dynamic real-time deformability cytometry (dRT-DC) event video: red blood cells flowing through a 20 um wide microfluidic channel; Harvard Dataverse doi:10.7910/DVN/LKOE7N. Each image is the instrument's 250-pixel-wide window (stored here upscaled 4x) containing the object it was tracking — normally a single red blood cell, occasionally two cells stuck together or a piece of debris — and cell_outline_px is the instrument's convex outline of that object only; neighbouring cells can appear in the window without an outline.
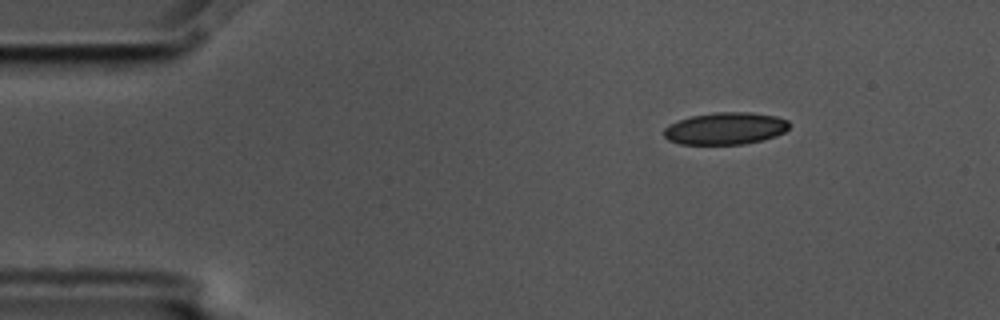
{"species": "common noctule bat (a hibernating species)", "species_latin": "Nyctalus noctula", "temperature_condition": "cold", "stored_images_in_passage": 13, "camera_frame_rate_fps": 3000, "um_per_image_px": 0.085, "animal": {"sex": "male", "body_mass_g": 17.5, "forearm_length_mm": 52.3}, "frame": {"image": 1, "passage_image": 1, "time_ms": 0.0, "image_size_px": [1000, 320], "cell_outline_px": [[788, 128], [784, 132], [776, 136], [764, 140], [744, 144], [680, 144], [668, 140], [664, 136], [664, 128], [668, 124], [692, 116], [716, 112], [752, 112], [776, 116], [788, 120]], "centroid_in_image_um": [61.67, 10.92], "position_along_channel_um": 23.3, "area_um2": 23.52}}
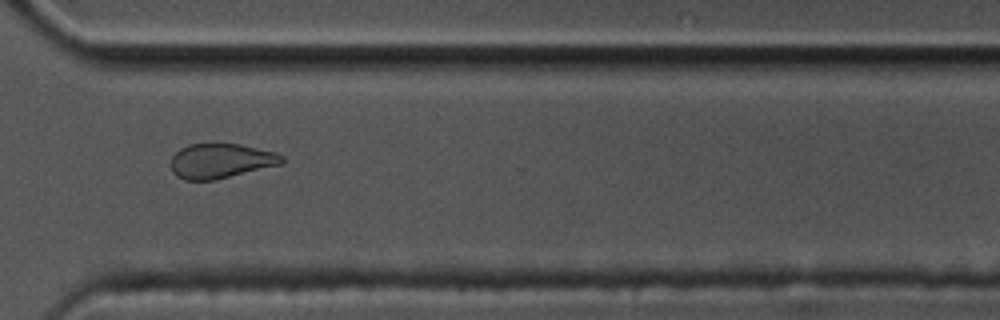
{"frame": {"image": 2, "passage_image": 10, "time_ms": 3.0, "image_size_px": [1000, 320], "cell_outline_px": [[284, 164], [212, 180], [184, 180], [176, 176], [172, 172], [172, 156], [180, 148], [188, 144], [240, 144], [276, 152], [284, 156]], "centroid_in_image_um": [18.79, 13.67], "position_along_channel_um": 351.8, "area_um2": 22.48}}
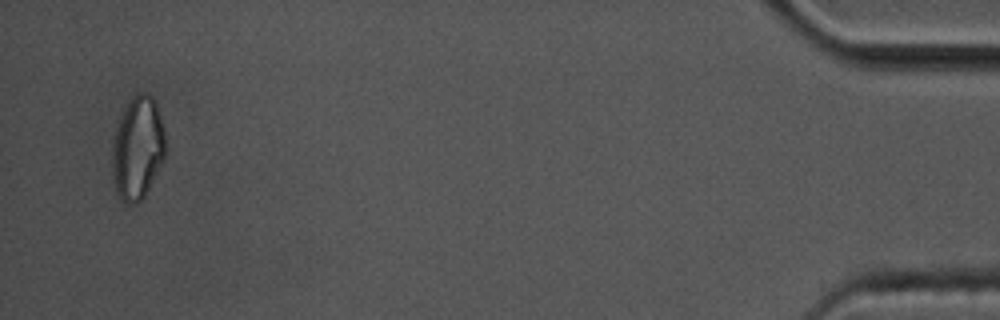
{"frame": {"image": 3, "passage_image": 13, "time_ms": 4.0, "image_size_px": [1000, 320], "cell_outline_px": [[164, 156], [144, 196], [136, 204], [128, 204], [116, 192], [112, 176], [112, 144], [116, 128], [120, 116], [128, 100], [136, 92], [148, 92], [156, 100], [164, 128]], "centroid_in_image_um": [11.67, 12.52], "position_along_channel_um": 423.5, "area_um2": 31.91}}